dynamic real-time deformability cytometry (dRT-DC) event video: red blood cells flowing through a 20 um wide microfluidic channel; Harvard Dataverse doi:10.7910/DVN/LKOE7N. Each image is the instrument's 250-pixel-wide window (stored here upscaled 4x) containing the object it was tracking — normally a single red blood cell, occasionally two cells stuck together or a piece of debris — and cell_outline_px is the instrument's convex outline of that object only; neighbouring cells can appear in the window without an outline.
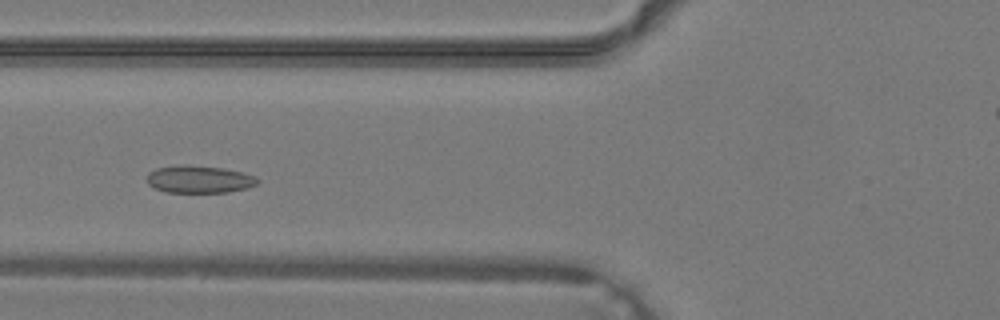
{"species": "common noctule bat (a hibernating species)", "species_latin": "Nyctalus noctula", "temperature_condition": "warm", "stored_images_in_passage": 23, "camera_frame_rate_fps": 3000, "um_per_image_px": 0.085, "animal": {"sex": "male", "body_mass_g": 19.2, "forearm_length_mm": 51.8}, "frame": {"image": 1, "passage_image": 5, "time_ms": 1.333, "image_size_px": [1000, 320], "cell_outline_px": [[260, 180], [256, 184], [244, 188], [228, 192], [168, 192], [156, 188], [148, 184], [148, 172], [156, 168], [184, 164], [224, 168], [244, 172]], "centroid_in_image_um": [16.92, 15.22], "position_along_channel_um": 108.9, "area_um2": 17.51}}
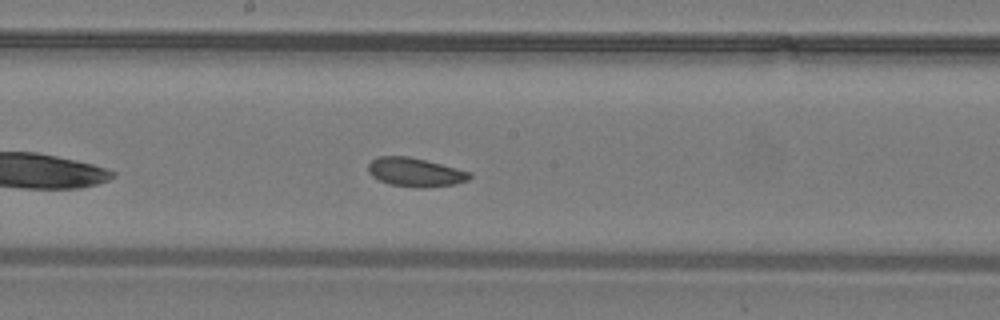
{"frame": {"image": 2, "passage_image": 11, "time_ms": 3.333, "image_size_px": [1000, 320], "cell_outline_px": [[472, 176], [468, 180], [456, 184], [424, 188], [420, 188], [388, 184], [372, 176], [368, 172], [368, 164], [372, 160], [380, 156], [408, 156], [472, 172]], "centroid_in_image_um": [35.3, 14.65], "position_along_channel_um": 212.9, "area_um2": 16.99}}
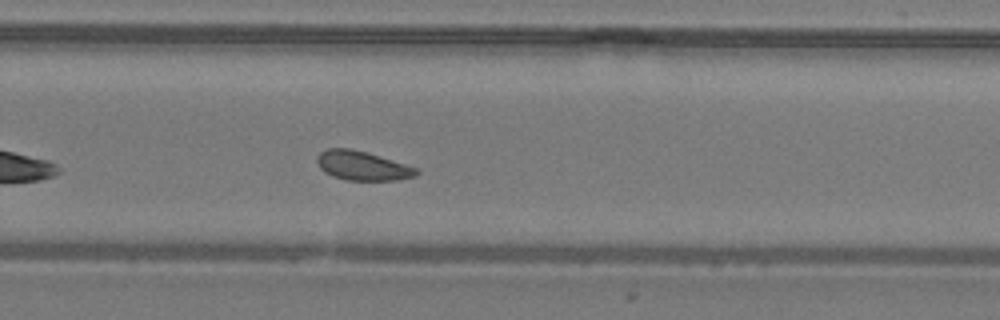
{"frame": {"image": 3, "passage_image": 16, "time_ms": 5.0, "image_size_px": [1000, 320], "cell_outline_px": [[420, 172], [416, 176], [400, 180], [348, 180], [332, 176], [324, 172], [320, 168], [316, 160], [316, 156], [320, 152], [328, 148], [352, 148], [392, 160], [416, 168]], "centroid_in_image_um": [30.78, 14.09], "position_along_channel_um": 299.0, "area_um2": 16.88}}